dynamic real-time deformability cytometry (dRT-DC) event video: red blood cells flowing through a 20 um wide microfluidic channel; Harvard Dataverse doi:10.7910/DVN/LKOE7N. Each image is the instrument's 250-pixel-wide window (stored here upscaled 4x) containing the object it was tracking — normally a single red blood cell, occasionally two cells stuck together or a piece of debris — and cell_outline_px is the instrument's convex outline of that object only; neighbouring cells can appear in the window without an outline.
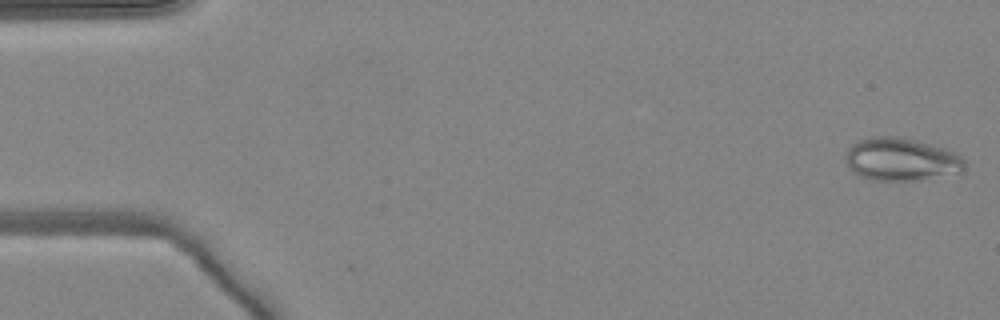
{"species": "common noctule bat (a hibernating species)", "species_latin": "Nyctalus noctula", "temperature_condition": "warm", "stored_images_in_passage": 39, "camera_frame_rate_fps": 3000, "um_per_image_px": 0.085, "animal": {"sex": "female", "body_mass_g": 24.6, "forearm_length_mm": 56.2}, "frame": {"image": 1, "passage_image": 1, "time_ms": 0.0, "image_size_px": [1000, 320], "cell_outline_px": [[964, 172], [920, 180], [872, 180], [860, 176], [852, 172], [848, 168], [844, 156], [848, 148], [852, 144], [860, 140], [872, 136], [900, 136], [932, 144], [944, 148], [960, 156], [964, 160]], "centroid_in_image_um": [76.57, 13.54], "position_along_channel_um": 8.4, "area_um2": 30.0}}
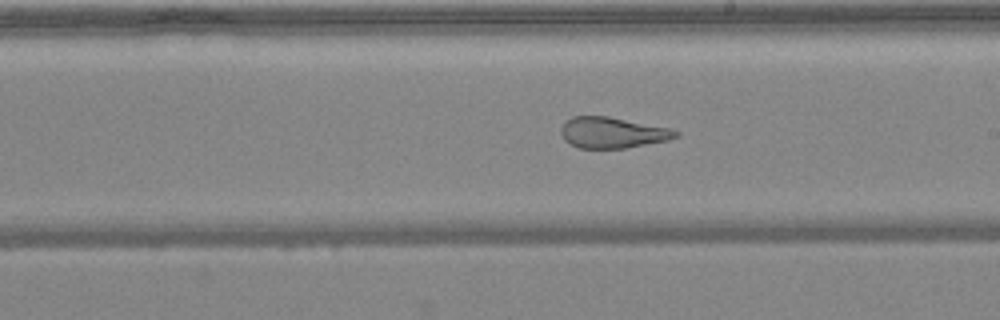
{"frame": {"image": 2, "passage_image": 28, "time_ms": 9.0, "image_size_px": [1000, 320], "cell_outline_px": [[680, 136], [668, 140], [624, 148], [580, 148], [568, 144], [564, 140], [560, 132], [560, 128], [564, 120], [572, 116], [608, 116], [672, 128], [680, 132]], "centroid_in_image_um": [52.04, 11.26], "position_along_channel_um": 237.0, "area_um2": 20.98}}
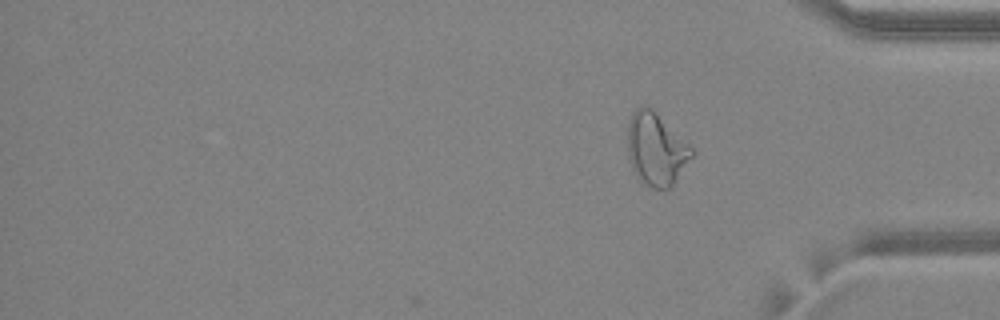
{"frame": {"image": 3, "passage_image": 39, "time_ms": 12.667, "image_size_px": [1000, 320], "cell_outline_px": [[696, 152], [672, 184], [668, 188], [652, 188], [640, 180], [636, 176], [632, 168], [628, 156], [628, 120], [632, 112], [640, 104], [644, 104], [652, 108]], "centroid_in_image_um": [55.74, 12.64], "position_along_channel_um": 379.5, "area_um2": 26.93}, "authors_computed_cell_mechanics": {"area_um2": 23.4668, "velocity_mm_per_s": 4.1275, "shape_relaxation_time_tau1_ms": null, "shape_relaxation_time_tau2_ms": 0.8439, "deformation_change_tau1": null, "deformation_change_tau2": 0.0707}}